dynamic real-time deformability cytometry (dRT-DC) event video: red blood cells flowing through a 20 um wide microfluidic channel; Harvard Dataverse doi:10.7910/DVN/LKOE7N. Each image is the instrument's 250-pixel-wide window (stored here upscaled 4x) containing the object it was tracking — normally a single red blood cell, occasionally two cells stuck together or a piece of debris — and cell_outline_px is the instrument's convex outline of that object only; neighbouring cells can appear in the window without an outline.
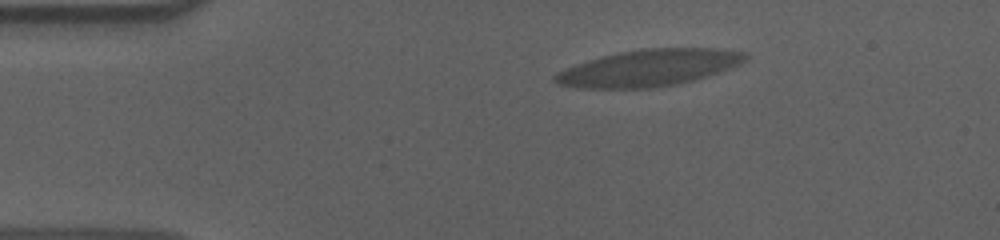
{"species": "human", "species_latin": "Homo sapiens", "temperature_condition": "cold", "stored_images_in_passage": 48, "camera_frame_rate_fps": 3000, "um_per_image_px": 0.085, "donor": {"sex": "male"}, "frame": {"image": 1, "passage_image": 1, "time_ms": 0.0, "image_size_px": [1000, 240], "cell_outline_px": [[748, 60], [740, 64], [680, 84], [652, 88], [580, 88], [556, 84], [552, 80], [552, 76], [556, 72], [576, 64], [588, 60], [620, 52], [640, 48], [712, 48], [748, 52]], "centroid_in_image_um": [55.13, 5.77], "position_along_channel_um": 29.9, "area_um2": 40.63}}
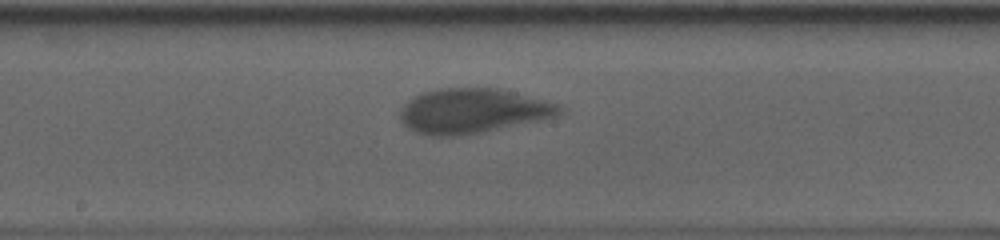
{"frame": {"image": 2, "passage_image": 21, "time_ms": 6.667, "image_size_px": [1000, 240], "cell_outline_px": [[564, 112], [556, 116], [480, 132], [456, 136], [428, 136], [416, 132], [408, 128], [400, 120], [400, 108], [408, 100], [424, 92], [440, 88], [496, 88], [560, 104], [564, 108]], "centroid_in_image_um": [40.14, 9.43], "position_along_channel_um": 208.1, "area_um2": 41.15}}
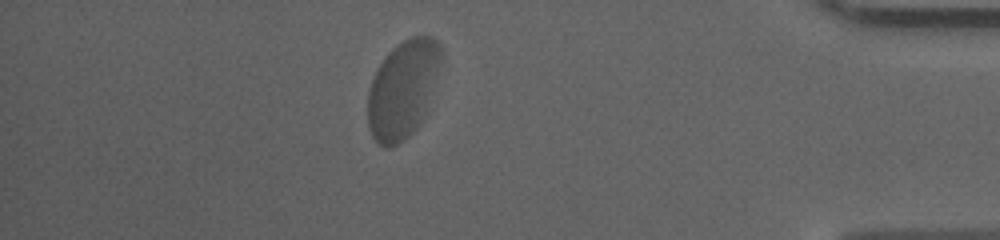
{"frame": {"image": 3, "passage_image": 41, "time_ms": 13.333, "image_size_px": [1000, 240], "cell_outline_px": [[444, 56], [428, 112], [416, 128], [404, 140], [388, 148], [384, 148], [372, 136], [368, 128], [368, 92], [372, 80], [380, 64], [388, 52], [396, 44], [412, 36], [432, 36], [440, 44]], "centroid_in_image_um": [34.3, 7.57], "position_along_channel_um": 400.9, "area_um2": 42.43}, "authors_computed_cell_mechanics": {"area_um2": 41.1247, "velocity_mm_per_s": 3.5027, "shape_relaxation_time_tau1_ms": 4.0582, "shape_relaxation_time_tau2_ms": 0.8698, "deformation_change_tau1": 0.1593, "deformation_change_tau2": 0.0574}}